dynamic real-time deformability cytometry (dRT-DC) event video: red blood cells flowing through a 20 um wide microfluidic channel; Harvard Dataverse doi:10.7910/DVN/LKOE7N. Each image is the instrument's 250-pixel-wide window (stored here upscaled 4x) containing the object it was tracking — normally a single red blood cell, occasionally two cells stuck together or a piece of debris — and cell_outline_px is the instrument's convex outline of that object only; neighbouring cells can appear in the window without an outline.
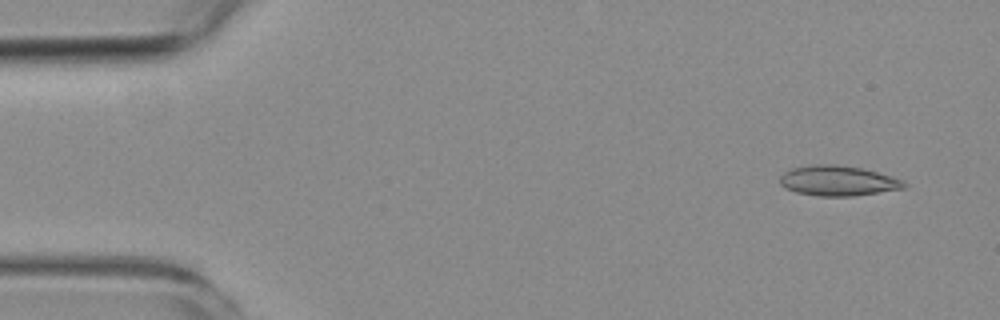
{"species": "common noctule bat (a hibernating species)", "species_latin": "Nyctalus noctula", "temperature_condition": "room temperature", "stored_images_in_passage": 5, "camera_frame_rate_fps": 3000, "um_per_image_px": 0.085, "animal": {"sex": "female", "body_mass_g": 19.3, "forearm_length_mm": 54.1}, "frame": {"image": 1, "passage_image": 1, "time_ms": 0.0, "image_size_px": [1000, 320], "cell_outline_px": [[908, 184], [904, 188], [852, 196], [820, 196], [796, 192], [784, 188], [780, 184], [780, 176], [784, 172], [792, 168], [816, 164], [832, 164], [860, 168], [892, 176], [904, 180]], "centroid_in_image_um": [71.21, 15.36], "position_along_channel_um": 13.8, "area_um2": 21.68}}
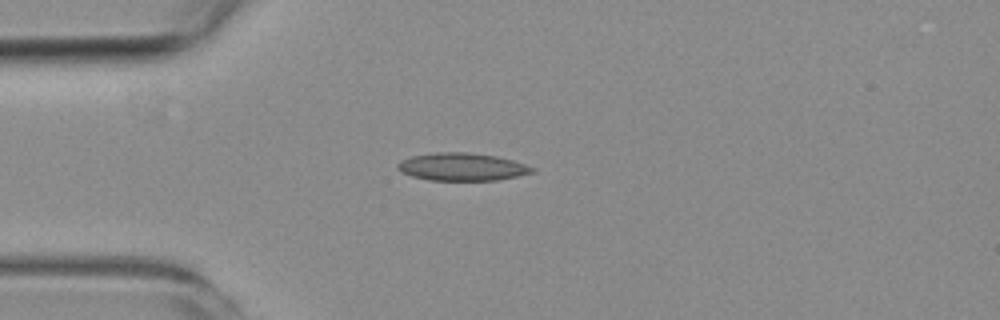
{"frame": {"image": 2, "passage_image": 3, "time_ms": 3.333, "image_size_px": [1000, 320], "cell_outline_px": [[536, 172], [496, 180], [428, 180], [412, 176], [396, 168], [396, 164], [400, 160], [412, 156], [436, 152], [468, 152], [496, 156], [512, 160], [536, 168]], "centroid_in_image_um": [39.27, 14.17], "position_along_channel_um": 45.7, "area_um2": 21.68}}
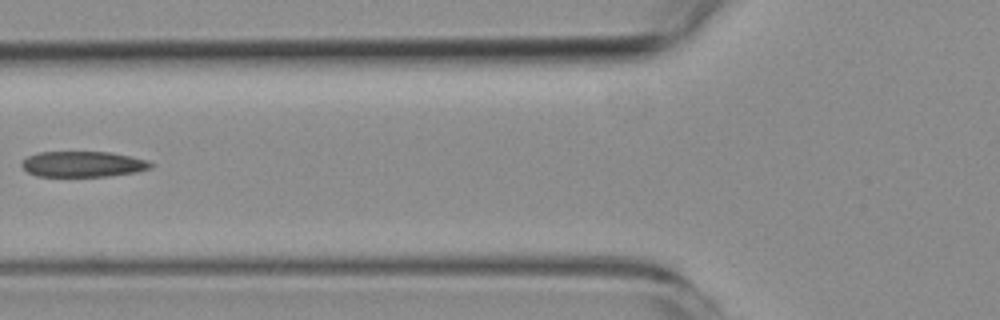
{"frame": {"image": 3, "passage_image": 5, "time_ms": 5.667, "image_size_px": [1000, 320], "cell_outline_px": [[152, 168], [136, 172], [108, 176], [36, 176], [28, 172], [20, 164], [28, 156], [40, 152], [112, 152], [148, 160], [152, 164]], "centroid_in_image_um": [7.07, 13.95], "position_along_channel_um": 118.7, "area_um2": 19.25}}